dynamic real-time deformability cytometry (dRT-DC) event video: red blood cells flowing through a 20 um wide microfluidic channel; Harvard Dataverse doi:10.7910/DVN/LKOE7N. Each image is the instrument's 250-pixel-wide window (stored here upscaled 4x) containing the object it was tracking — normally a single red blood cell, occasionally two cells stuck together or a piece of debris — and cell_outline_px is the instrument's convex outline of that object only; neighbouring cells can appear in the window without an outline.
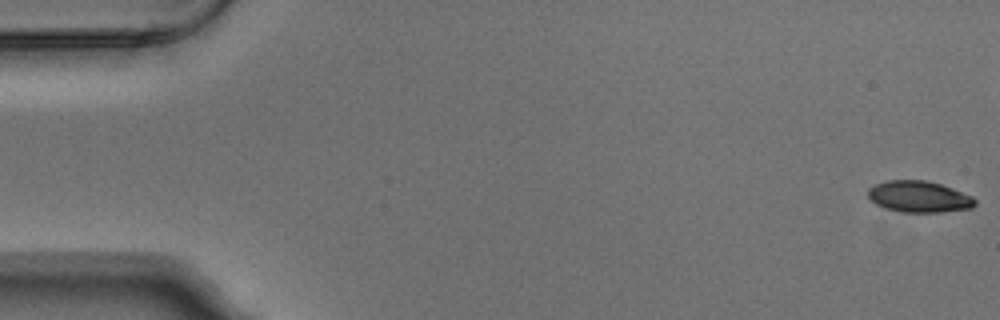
{"species": "Egyptian fruit bat (a non-hibernating species)", "species_latin": "Rousettus aegyptiacus", "temperature_condition": "warm", "stored_images_in_passage": 5, "camera_frame_rate_fps": 3000, "um_per_image_px": 0.085, "animal": {"sex": "male"}, "frame": {"image": 1, "passage_image": 1, "time_ms": 0.0, "image_size_px": [1000, 320], "cell_outline_px": [[976, 204], [972, 208], [940, 212], [900, 212], [884, 208], [876, 204], [868, 196], [868, 188], [876, 184], [888, 180], [924, 180], [940, 184], [952, 188], [972, 196], [976, 200]], "centroid_in_image_um": [78.11, 16.72], "position_along_channel_um": 6.9, "area_um2": 19.54}}